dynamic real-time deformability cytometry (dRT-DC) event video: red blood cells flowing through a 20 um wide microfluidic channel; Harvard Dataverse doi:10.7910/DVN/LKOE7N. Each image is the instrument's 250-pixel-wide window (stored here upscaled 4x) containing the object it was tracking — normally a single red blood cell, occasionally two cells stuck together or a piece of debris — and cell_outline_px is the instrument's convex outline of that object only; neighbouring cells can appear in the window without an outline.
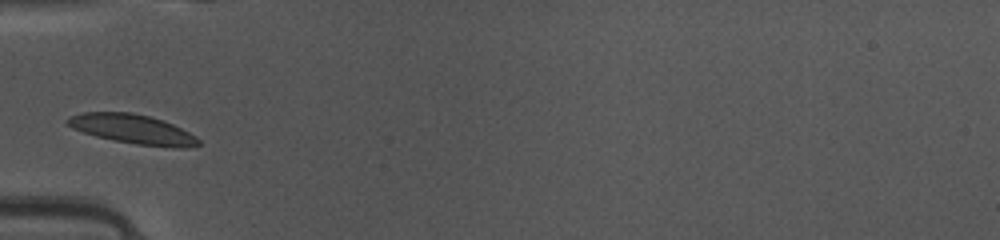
{"species": "common noctule bat (a hibernating species)", "species_latin": "Nyctalus noctula", "temperature_condition": "warm", "stored_images_in_passage": 33, "camera_frame_rate_fps": 3000, "um_per_image_px": 0.085, "animal": {"sex": "female", "body_mass_g": 10.0, "forearm_length_mm": 53.1}, "frame": {"image": 1, "passage_image": 1, "time_ms": 0.0, "image_size_px": [1000, 240], "cell_outline_px": [[200, 144], [180, 148], [176, 148], [136, 144], [96, 136], [72, 128], [68, 124], [68, 120], [72, 116], [84, 112], [132, 112], [164, 120], [196, 136], [200, 140]], "centroid_in_image_um": [11.32, 10.97], "position_along_channel_um": 73.7, "area_um2": 22.02}}
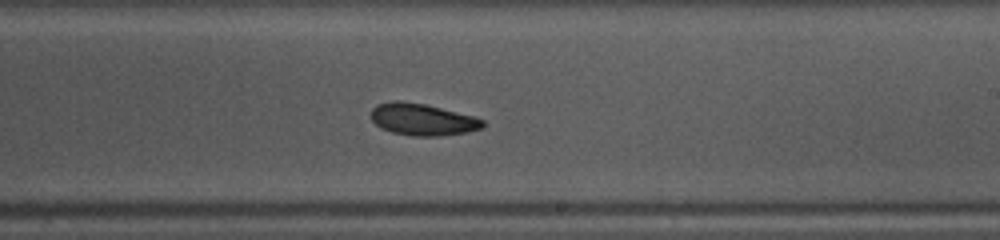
{"frame": {"image": 2, "passage_image": 14, "time_ms": 4.333, "image_size_px": [1000, 240], "cell_outline_px": [[484, 128], [468, 132], [440, 136], [412, 136], [392, 132], [380, 128], [372, 120], [372, 108], [376, 104], [392, 100], [400, 100], [424, 104], [476, 116], [484, 120]], "centroid_in_image_um": [35.93, 10.15], "position_along_channel_um": 253.1, "area_um2": 20.98}}
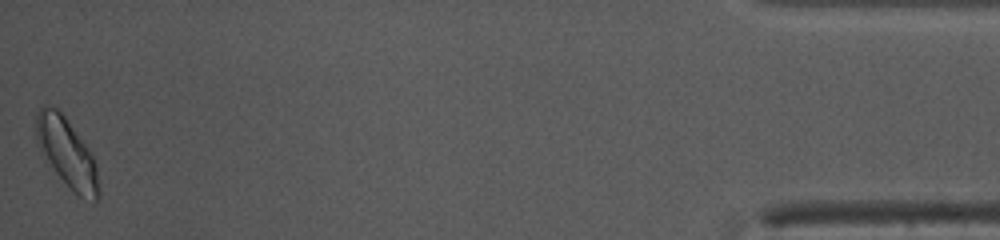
{"frame": {"image": 3, "passage_image": 33, "time_ms": 10.667, "image_size_px": [1000, 240], "cell_outline_px": [[100, 196], [96, 200], [80, 196], [72, 192], [56, 172], [36, 140], [36, 116], [40, 108], [44, 104], [48, 104], [56, 108], [64, 116], [88, 148], [96, 164], [100, 188]], "centroid_in_image_um": [5.71, 12.98], "position_along_channel_um": 429.5, "area_um2": 24.51}, "authors_computed_cell_mechanics": {"area_um2": 20.9236, "velocity_mm_per_s": 4.1174, "shape_relaxation_time_tau1_ms": 4.349, "shape_relaxation_time_tau2_ms": 5.424, "deformation_change_tau1": 0.1144, "deformation_change_tau2": 0.1088}}